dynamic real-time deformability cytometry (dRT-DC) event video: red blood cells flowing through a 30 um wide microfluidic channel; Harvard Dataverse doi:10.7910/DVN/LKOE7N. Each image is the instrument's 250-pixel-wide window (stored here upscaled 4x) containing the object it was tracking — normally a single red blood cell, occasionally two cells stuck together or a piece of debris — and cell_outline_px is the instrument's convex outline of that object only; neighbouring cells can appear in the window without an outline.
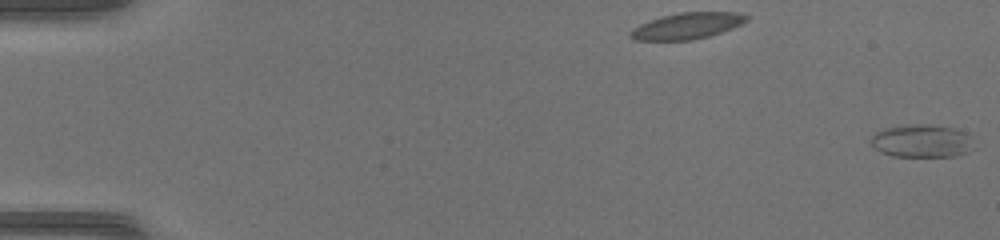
{"species": "common noctule bat (a hibernating species)", "species_latin": "Nyctalus noctula", "temperature_condition": "warm", "stored_images_in_passage": 51, "camera_frame_rate_fps": 3000, "um_per_image_px": 0.085, "animal": {"sex": "female", "body_mass_g": 17.0, "forearm_length_mm": 48.0}, "frame": {"image": 1, "passage_image": 1, "time_ms": 0.0, "image_size_px": [1000, 240], "cell_outline_px": [[976, 148], [968, 152], [956, 156], [892, 156], [876, 148], [872, 144], [872, 136], [876, 132], [884, 128], [908, 124], [932, 124], [956, 128], [968, 132], [972, 136]], "centroid_in_image_um": [78.47, 11.96], "position_along_channel_um": 6.5, "area_um2": 20.11}}
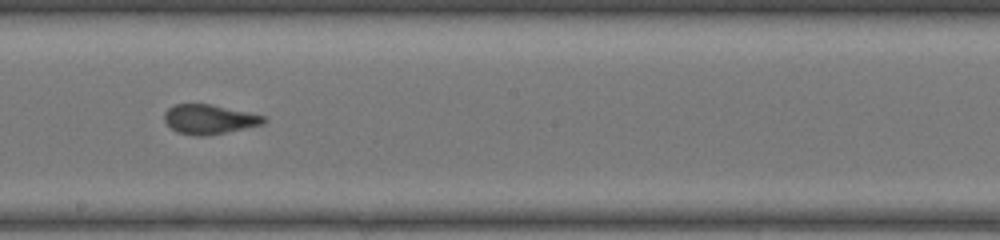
{"frame": {"image": 2, "passage_image": 30, "time_ms": 9.667, "image_size_px": [1000, 240], "cell_outline_px": [[268, 120], [264, 124], [208, 136], [196, 136], [176, 132], [164, 120], [164, 112], [172, 104], [212, 104], [248, 112], [264, 116]], "centroid_in_image_um": [17.78, 10.14], "position_along_channel_um": 230.4, "area_um2": 17.22}}
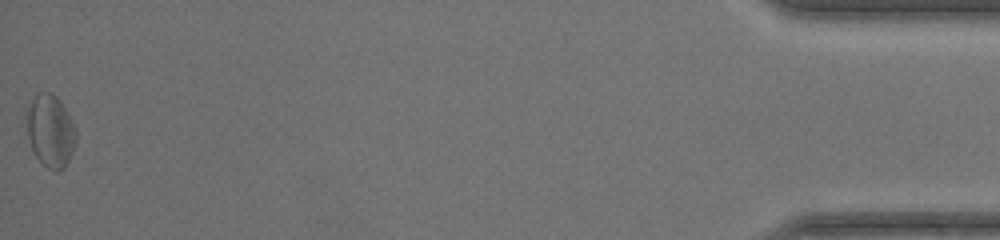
{"frame": {"image": 3, "passage_image": 51, "time_ms": 16.667, "image_size_px": [1000, 240], "cell_outline_px": [[76, 140], [72, 152], [64, 168], [56, 172], [48, 168], [36, 156], [32, 148], [28, 136], [28, 108], [32, 100], [40, 92], [52, 92], [60, 100], [76, 128]], "centroid_in_image_um": [4.32, 11.13], "position_along_channel_um": 430.9, "area_um2": 20.4}, "authors_computed_cell_mechanics": {"area_um2": 17.9758, "velocity_mm_per_s": 4.2163, "shape_relaxation_time_tau1_ms": 4.071, "shape_relaxation_time_tau2_ms": 0.9382, "deformation_change_tau1": 0.1366, "deformation_change_tau2": 0.0741}}